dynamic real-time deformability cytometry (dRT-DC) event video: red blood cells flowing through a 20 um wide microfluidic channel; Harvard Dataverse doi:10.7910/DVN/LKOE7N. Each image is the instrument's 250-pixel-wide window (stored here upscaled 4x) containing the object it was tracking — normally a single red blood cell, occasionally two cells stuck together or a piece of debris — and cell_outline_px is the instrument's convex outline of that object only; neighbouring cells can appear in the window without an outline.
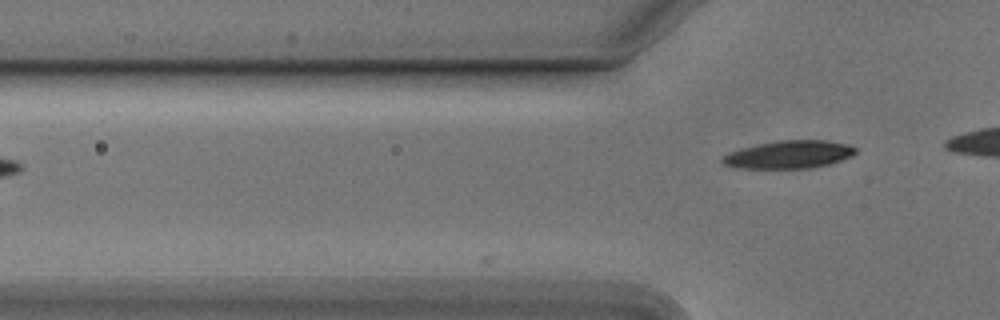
{"species": "Egyptian fruit bat (a non-hibernating species)", "species_latin": "Rousettus aegyptiacus", "temperature_condition": "cold", "stored_images_in_passage": 3, "camera_frame_rate_fps": 3000, "um_per_image_px": 0.085, "animal": {"sex": "male"}, "frame": {"image": 1, "passage_image": 3, "time_ms": 0.667, "image_size_px": [1000, 320], "cell_outline_px": [[856, 152], [852, 156], [828, 164], [812, 168], [744, 168], [724, 164], [720, 160], [724, 156], [732, 152], [744, 148], [760, 144], [780, 140], [824, 140], [848, 144], [856, 148]], "centroid_in_image_um": [67.13, 13.13], "position_along_channel_um": 58.7, "area_um2": 21.15}}